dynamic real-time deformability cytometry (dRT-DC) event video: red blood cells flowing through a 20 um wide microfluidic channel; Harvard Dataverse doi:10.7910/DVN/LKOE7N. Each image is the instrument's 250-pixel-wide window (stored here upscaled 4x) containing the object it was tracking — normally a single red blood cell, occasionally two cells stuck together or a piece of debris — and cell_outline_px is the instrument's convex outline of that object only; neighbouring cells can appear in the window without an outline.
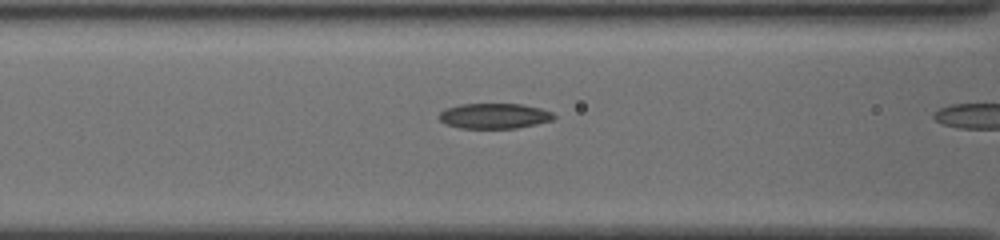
{"species": "common noctule bat (a hibernating species)", "species_latin": "Nyctalus noctula", "temperature_condition": "cold", "stored_images_in_passage": 11, "camera_frame_rate_fps": 3000, "um_per_image_px": 0.085, "animal": {"sex": "female", "body_mass_g": 19.5, "forearm_length_mm": 54.1}, "frame": {"image": 1, "passage_image": 10, "time_ms": 3.0, "image_size_px": [1000, 240], "cell_outline_px": [[556, 116], [552, 120], [536, 124], [516, 128], [460, 128], [444, 124], [440, 120], [440, 112], [444, 108], [460, 104], [520, 104], [540, 108], [552, 112]], "centroid_in_image_um": [41.99, 9.85], "position_along_channel_um": 124.6, "area_um2": 16.94}}